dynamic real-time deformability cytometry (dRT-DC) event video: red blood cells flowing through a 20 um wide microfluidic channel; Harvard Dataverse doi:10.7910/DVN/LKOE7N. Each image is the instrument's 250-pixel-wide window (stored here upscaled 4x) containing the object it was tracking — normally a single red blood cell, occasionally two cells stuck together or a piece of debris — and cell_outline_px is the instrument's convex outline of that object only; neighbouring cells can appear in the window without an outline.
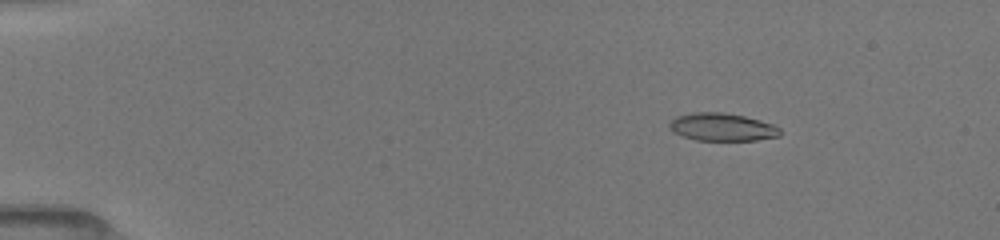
{"species": "common noctule bat (a hibernating species)", "species_latin": "Nyctalus noctula", "temperature_condition": "room temperature", "stored_images_in_passage": 25, "camera_frame_rate_fps": 3000, "um_per_image_px": 0.085, "animal": {"sex": "female", "body_mass_g": 19.5, "forearm_length_mm": 54.1}, "frame": {"image": 1, "passage_image": 8, "time_ms": 2.333, "image_size_px": [1000, 240], "cell_outline_px": [[780, 136], [756, 140], [696, 140], [672, 132], [668, 128], [668, 124], [676, 116], [692, 112], [724, 112], [744, 116], [760, 120], [772, 124], [780, 128]], "centroid_in_image_um": [61.35, 10.79], "position_along_channel_um": 23.6, "area_um2": 17.98}}
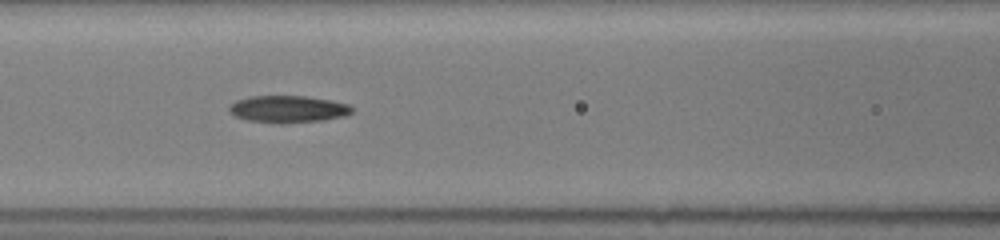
{"frame": {"image": 2, "passage_image": 18, "time_ms": 7.667, "image_size_px": [1000, 240], "cell_outline_px": [[352, 112], [344, 116], [324, 120], [280, 124], [248, 120], [236, 116], [228, 112], [228, 104], [236, 100], [248, 96], [304, 96], [332, 100], [348, 104], [352, 108]], "centroid_in_image_um": [24.44, 9.27], "position_along_channel_um": 142.2, "area_um2": 19.54}}
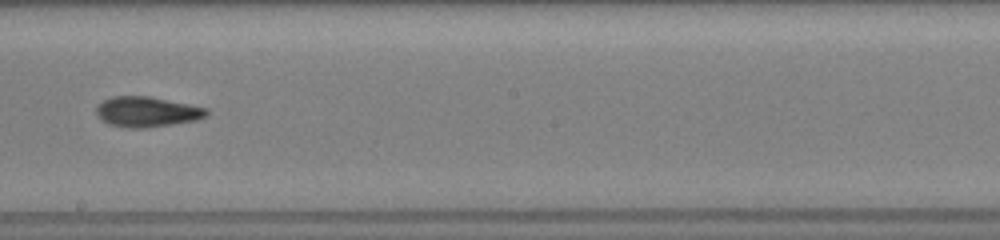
{"frame": {"image": 3, "passage_image": 23, "time_ms": 10.0, "image_size_px": [1000, 240], "cell_outline_px": [[208, 116], [196, 120], [148, 128], [128, 128], [108, 124], [100, 120], [96, 116], [96, 108], [104, 100], [112, 96], [148, 96], [208, 108]], "centroid_in_image_um": [12.47, 9.51], "position_along_channel_um": 235.7, "area_um2": 19.54}}